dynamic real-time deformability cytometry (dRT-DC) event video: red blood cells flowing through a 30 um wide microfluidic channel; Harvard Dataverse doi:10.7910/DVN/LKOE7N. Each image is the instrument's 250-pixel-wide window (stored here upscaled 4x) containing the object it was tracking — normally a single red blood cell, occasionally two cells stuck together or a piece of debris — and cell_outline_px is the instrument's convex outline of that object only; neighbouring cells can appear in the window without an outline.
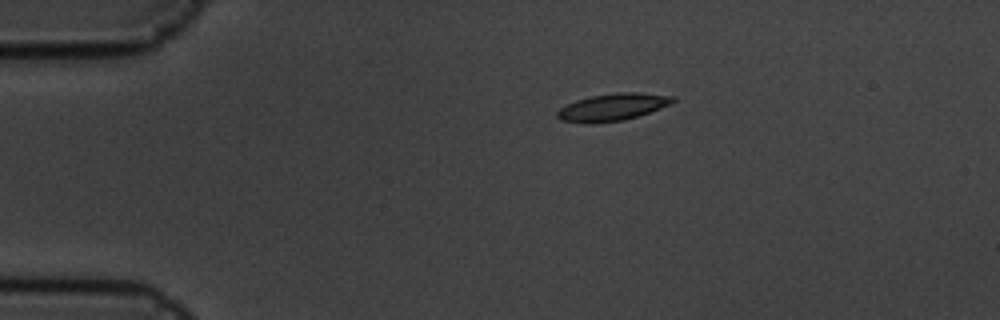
{"species": "common noctule bat (a hibernating species)", "species_latin": "Nyctalus noctula", "temperature_condition": "cold", "stored_images_in_passage": 2, "camera_frame_rate_fps": 3000, "um_per_image_px": 0.085, "animal": {"sex": "male", "body_mass_g": 19.5, "forearm_length_mm": 54.6}, "frame": {"image": 1, "passage_image": 1, "time_ms": 0.0, "image_size_px": [1000, 320], "cell_outline_px": [[676, 100], [672, 104], [624, 120], [592, 124], [560, 120], [556, 116], [556, 112], [560, 108], [576, 100], [592, 96], [616, 92], [636, 92], [676, 96]], "centroid_in_image_um": [52.08, 9.1], "position_along_channel_um": 32.9, "area_um2": 18.32}}